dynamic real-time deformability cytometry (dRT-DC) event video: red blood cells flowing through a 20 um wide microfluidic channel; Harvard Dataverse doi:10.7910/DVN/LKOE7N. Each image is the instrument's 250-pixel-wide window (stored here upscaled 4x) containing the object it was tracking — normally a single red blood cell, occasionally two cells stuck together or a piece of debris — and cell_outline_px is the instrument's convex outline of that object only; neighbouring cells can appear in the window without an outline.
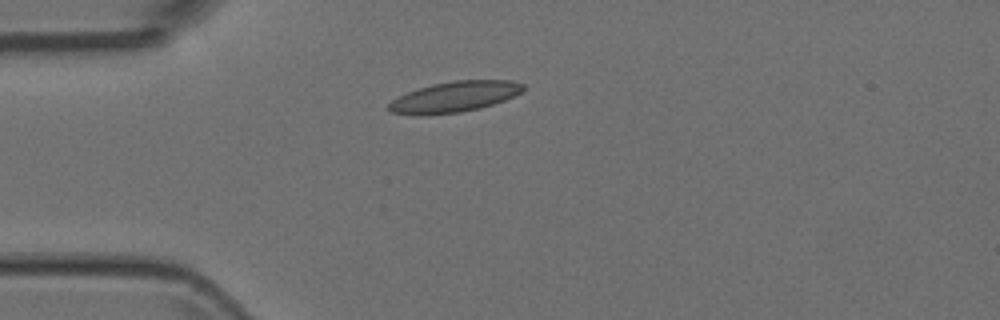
{"species": "Egyptian fruit bat (a non-hibernating species)", "species_latin": "Rousettus aegyptiacus", "temperature_condition": "room temperature", "stored_images_in_passage": 2, "camera_frame_rate_fps": 3000, "um_per_image_px": 0.085, "animal": {"sex": "female"}, "frame": {"image": 1, "passage_image": 1, "time_ms": 0.0, "image_size_px": [1000, 320], "cell_outline_px": [[524, 88], [520, 92], [504, 100], [480, 108], [460, 112], [424, 116], [416, 116], [392, 112], [388, 108], [388, 104], [392, 100], [408, 92], [432, 84], [456, 80], [512, 80], [524, 84]], "centroid_in_image_um": [38.61, 8.24], "position_along_channel_um": 46.4, "area_um2": 23.93}}